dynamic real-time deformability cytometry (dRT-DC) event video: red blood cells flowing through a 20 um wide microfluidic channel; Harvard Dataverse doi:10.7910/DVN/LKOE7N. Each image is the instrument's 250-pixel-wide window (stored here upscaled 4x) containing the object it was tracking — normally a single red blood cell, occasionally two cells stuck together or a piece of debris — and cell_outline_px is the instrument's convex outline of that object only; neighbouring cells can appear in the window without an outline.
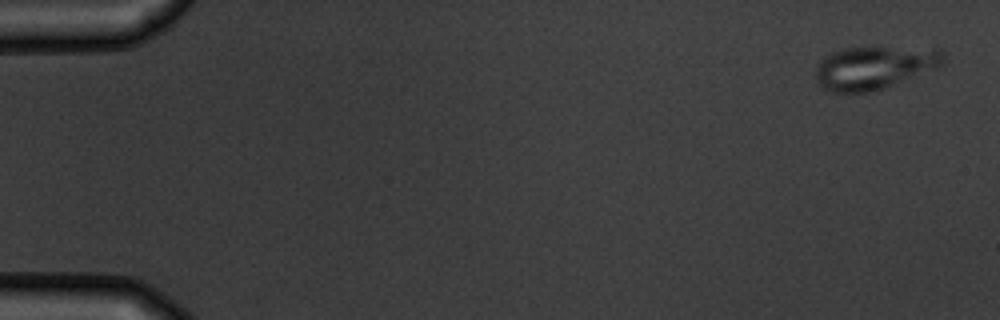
{"species": "common noctule bat (a hibernating species)", "species_latin": "Nyctalus noctula", "temperature_condition": "warm", "stored_images_in_passage": 8, "camera_frame_rate_fps": 3000, "um_per_image_px": 0.085, "animal": {"sex": "male", "body_mass_g": 19.5, "forearm_length_mm": 54.6}, "frame": {"image": 1, "passage_image": 1, "time_ms": 0.0, "image_size_px": [1000, 320], "cell_outline_px": [[944, 64], [936, 68], [884, 88], [868, 92], [828, 92], [816, 80], [816, 64], [824, 56], [832, 52], [844, 48], [936, 48], [944, 52]], "centroid_in_image_um": [74.3, 5.75], "position_along_channel_um": 10.7, "area_um2": 31.85}}